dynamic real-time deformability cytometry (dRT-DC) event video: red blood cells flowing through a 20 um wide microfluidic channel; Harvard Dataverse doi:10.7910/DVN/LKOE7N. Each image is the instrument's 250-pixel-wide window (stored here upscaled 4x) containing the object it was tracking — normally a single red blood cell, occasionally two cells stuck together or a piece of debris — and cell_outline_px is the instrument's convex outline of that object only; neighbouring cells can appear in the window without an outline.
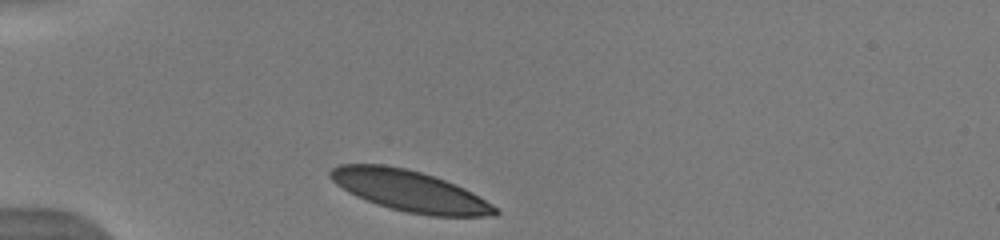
{"species": "human", "species_latin": "Homo sapiens", "temperature_condition": "warm", "stored_images_in_passage": 45, "camera_frame_rate_fps": 3000, "um_per_image_px": 0.085, "donor": {"sex": "male"}, "frame": {"image": 1, "passage_image": 1, "time_ms": 0.0, "image_size_px": [1000, 240], "cell_outline_px": [[500, 212], [496, 216], [428, 216], [408, 212], [376, 204], [356, 196], [348, 192], [336, 184], [328, 176], [328, 172], [332, 168], [340, 164], [384, 164], [404, 168], [420, 172], [444, 180], [464, 188], [472, 192], [500, 208]], "centroid_in_image_um": [34.84, 16.23], "position_along_channel_um": 50.2, "area_um2": 39.3}}
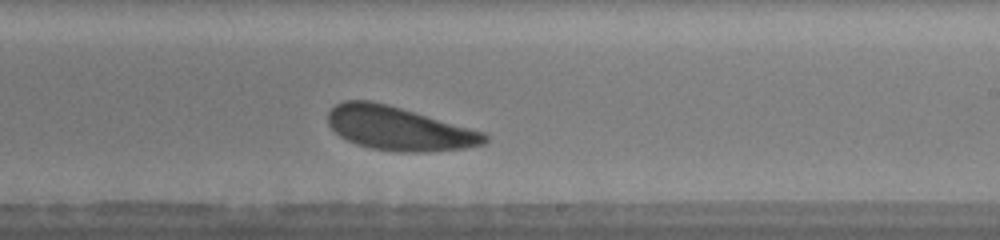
{"frame": {"image": 2, "passage_image": 32, "time_ms": 6.0, "image_size_px": [1000, 240], "cell_outline_px": [[488, 140], [484, 144], [464, 148], [428, 152], [396, 152], [372, 148], [356, 144], [340, 136], [328, 124], [328, 112], [336, 104], [344, 100], [368, 100], [388, 104], [484, 132], [488, 136]], "centroid_in_image_um": [33.9, 10.92], "position_along_channel_um": 255.1, "area_um2": 39.77}}